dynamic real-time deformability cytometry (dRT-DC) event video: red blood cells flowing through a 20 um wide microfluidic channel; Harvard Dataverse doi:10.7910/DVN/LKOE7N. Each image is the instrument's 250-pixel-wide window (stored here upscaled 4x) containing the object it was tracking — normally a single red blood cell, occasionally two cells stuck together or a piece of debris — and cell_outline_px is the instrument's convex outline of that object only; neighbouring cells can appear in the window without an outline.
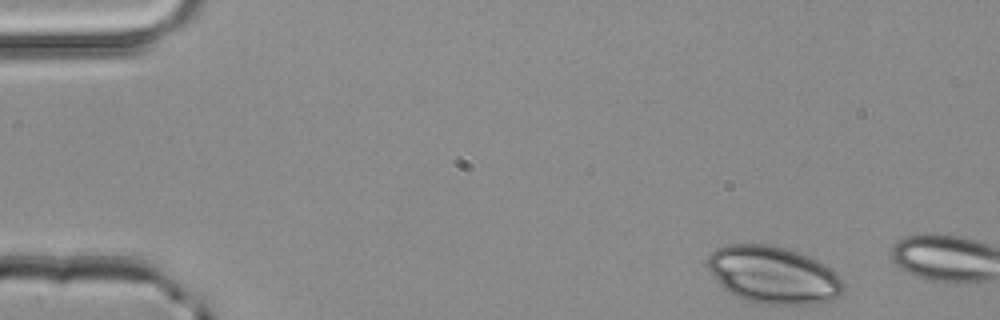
{"species": "common noctule bat (a hibernating species)", "species_latin": "Nyctalus noctula", "temperature_condition": "room temperature", "stored_images_in_passage": 4, "camera_frame_rate_fps": 3000, "um_per_image_px": 0.085, "animal": {"sex": "male", "body_mass_g": 20.4}, "frame": {"image": 1, "passage_image": 1, "time_ms": 0.0, "image_size_px": [1000, 320], "cell_outline_px": [[844, 292], [840, 296], [832, 300], [816, 304], [756, 304], [744, 300], [728, 292], [720, 284], [708, 268], [704, 260], [716, 248], [728, 244], [768, 244], [784, 248], [808, 256], [832, 268], [840, 276], [844, 284]], "centroid_in_image_um": [65.74, 23.38], "position_along_channel_um": 19.3, "area_um2": 45.78}}